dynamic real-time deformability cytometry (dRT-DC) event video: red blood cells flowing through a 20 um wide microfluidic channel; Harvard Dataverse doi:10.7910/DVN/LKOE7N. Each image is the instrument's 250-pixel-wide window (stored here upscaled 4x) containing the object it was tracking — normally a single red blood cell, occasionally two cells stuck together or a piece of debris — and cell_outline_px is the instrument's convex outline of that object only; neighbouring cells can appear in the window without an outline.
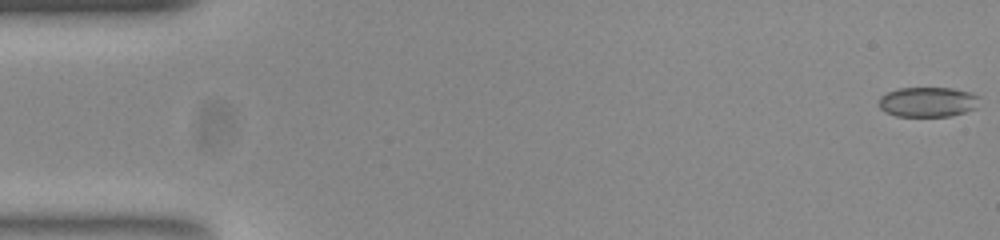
{"species": "common noctule bat (a hibernating species)", "species_latin": "Nyctalus noctula", "temperature_condition": "room temperature", "stored_images_in_passage": 5, "camera_frame_rate_fps": 3000, "um_per_image_px": 0.085, "animal": {"sex": "female", "body_mass_g": 23.0, "forearm_length_mm": 53.4}, "frame": {"image": 1, "passage_image": 1, "time_ms": 0.0, "image_size_px": [1000, 240], "cell_outline_px": [[980, 96], [976, 108], [952, 116], [896, 116], [884, 112], [880, 108], [880, 96], [888, 92], [900, 88], [952, 88], [972, 92]], "centroid_in_image_um": [78.89, 8.66], "position_along_channel_um": 6.1, "area_um2": 17.63}}